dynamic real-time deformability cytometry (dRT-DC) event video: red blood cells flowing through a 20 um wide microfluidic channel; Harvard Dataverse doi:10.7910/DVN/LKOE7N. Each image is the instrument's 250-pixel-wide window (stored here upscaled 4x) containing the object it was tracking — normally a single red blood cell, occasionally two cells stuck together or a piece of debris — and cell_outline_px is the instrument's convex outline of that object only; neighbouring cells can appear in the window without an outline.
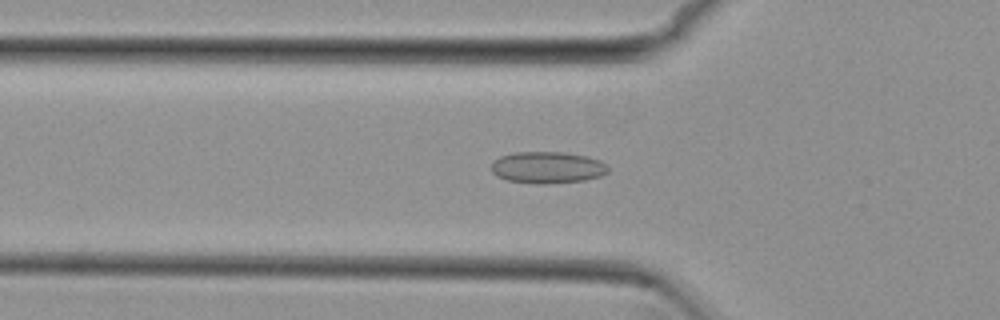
{"species": "common noctule bat (a hibernating species)", "species_latin": "Nyctalus noctula", "temperature_condition": "cold", "stored_images_in_passage": 54, "camera_frame_rate_fps": 3000, "um_per_image_px": 0.085, "animal": {"sex": "female", "body_mass_g": 29.2, "forearm_length_mm": 56.3}, "frame": {"image": 1, "passage_image": 18, "time_ms": 5.667, "image_size_px": [1000, 320], "cell_outline_px": [[608, 172], [600, 176], [584, 180], [548, 184], [540, 184], [508, 180], [496, 176], [492, 172], [492, 160], [500, 156], [516, 152], [564, 152], [588, 156], [600, 160], [608, 164]], "centroid_in_image_um": [46.55, 14.23], "position_along_channel_um": 79.3, "area_um2": 21.73}}
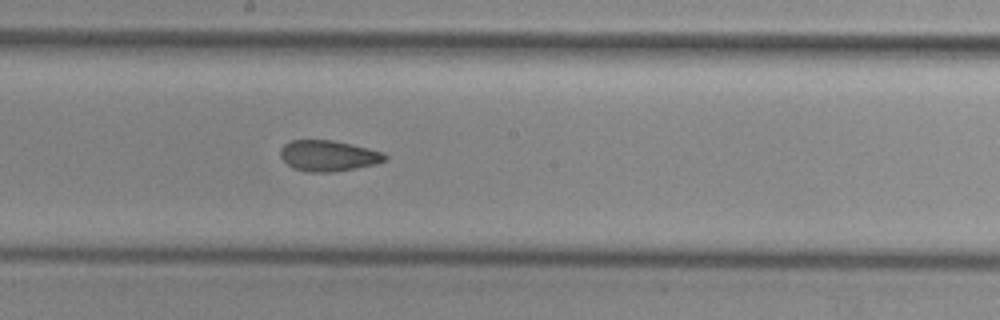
{"frame": {"image": 2, "passage_image": 29, "time_ms": 9.333, "image_size_px": [1000, 320], "cell_outline_px": [[388, 160], [376, 164], [356, 168], [332, 172], [308, 172], [292, 168], [280, 156], [280, 148], [284, 144], [292, 140], [332, 140], [352, 144], [384, 152], [388, 156]], "centroid_in_image_um": [27.93, 13.24], "position_along_channel_um": 220.3, "area_um2": 18.96}}
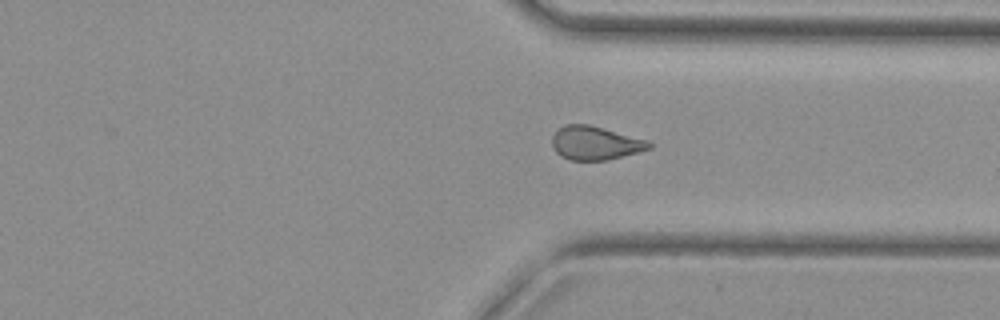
{"frame": {"image": 3, "passage_image": 40, "time_ms": 13.0, "image_size_px": [1000, 320], "cell_outline_px": [[652, 148], [608, 160], [568, 160], [560, 156], [556, 152], [552, 144], [552, 136], [564, 124], [588, 124], [648, 140], [652, 144]], "centroid_in_image_um": [50.59, 12.16], "position_along_channel_um": 360.8, "area_um2": 18.96}, "authors_computed_cell_mechanics": {"area_um2": 19.7387, "velocity_mm_per_s": 3.8345, "shape_relaxation_time_tau1_ms": null, "shape_relaxation_time_tau2_ms": 2.1215, "deformation_change_tau1": null, "deformation_change_tau2": 0.0815}}